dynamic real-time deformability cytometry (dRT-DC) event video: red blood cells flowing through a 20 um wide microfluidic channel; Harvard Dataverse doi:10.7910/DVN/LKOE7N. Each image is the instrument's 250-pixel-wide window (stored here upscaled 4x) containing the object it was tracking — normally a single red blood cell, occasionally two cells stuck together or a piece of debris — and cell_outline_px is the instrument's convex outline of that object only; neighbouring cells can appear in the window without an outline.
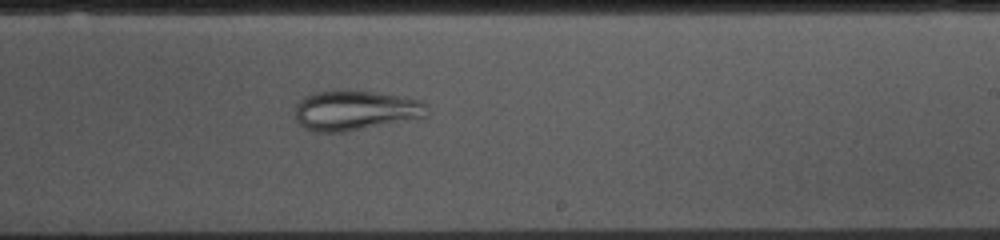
{"species": "common noctule bat (a hibernating species)", "species_latin": "Nyctalus noctula", "temperature_condition": "cold", "stored_images_in_passage": 50, "camera_frame_rate_fps": 3000, "um_per_image_px": 0.085, "animal": {"sex": "female", "body_mass_g": 10.0, "forearm_length_mm": 53.1}, "frame": {"image": 1, "passage_image": 28, "time_ms": 9.0, "image_size_px": [1000, 240], "cell_outline_px": [[428, 116], [344, 132], [312, 132], [304, 128], [296, 120], [296, 104], [304, 96], [316, 92], [340, 88], [404, 96], [420, 100], [424, 104]], "centroid_in_image_um": [30.15, 9.36], "position_along_channel_um": 258.9, "area_um2": 30.92}}
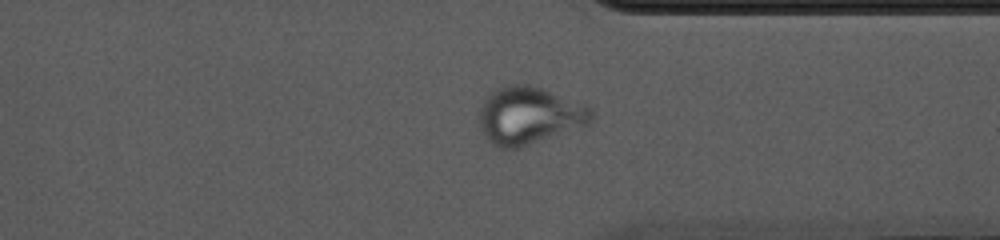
{"frame": {"image": 2, "passage_image": 37, "time_ms": 12.0, "image_size_px": [1000, 240], "cell_outline_px": [[596, 112], [592, 120], [588, 124], [520, 148], [496, 148], [484, 136], [476, 120], [480, 108], [484, 100], [492, 92], [508, 84], [528, 84], [588, 104]], "centroid_in_image_um": [44.98, 9.83], "position_along_channel_um": 366.4, "area_um2": 37.92}}
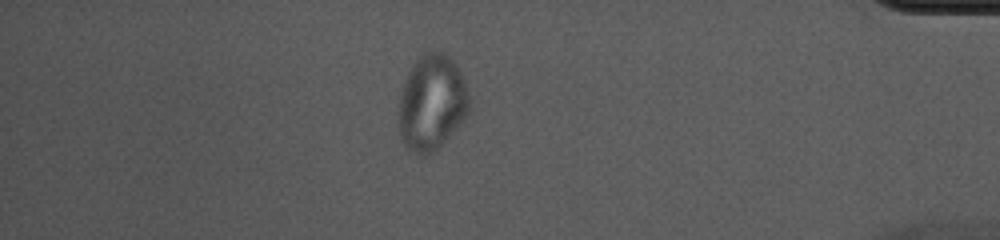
{"frame": {"image": 3, "passage_image": 43, "time_ms": 14.0, "image_size_px": [1000, 240], "cell_outline_px": [[472, 108], [460, 124], [428, 156], [416, 156], [404, 148], [400, 140], [396, 116], [400, 96], [404, 80], [412, 64], [424, 52], [444, 52], [460, 68], [464, 80]], "centroid_in_image_um": [36.66, 8.76], "position_along_channel_um": 398.5, "area_um2": 40.17}}